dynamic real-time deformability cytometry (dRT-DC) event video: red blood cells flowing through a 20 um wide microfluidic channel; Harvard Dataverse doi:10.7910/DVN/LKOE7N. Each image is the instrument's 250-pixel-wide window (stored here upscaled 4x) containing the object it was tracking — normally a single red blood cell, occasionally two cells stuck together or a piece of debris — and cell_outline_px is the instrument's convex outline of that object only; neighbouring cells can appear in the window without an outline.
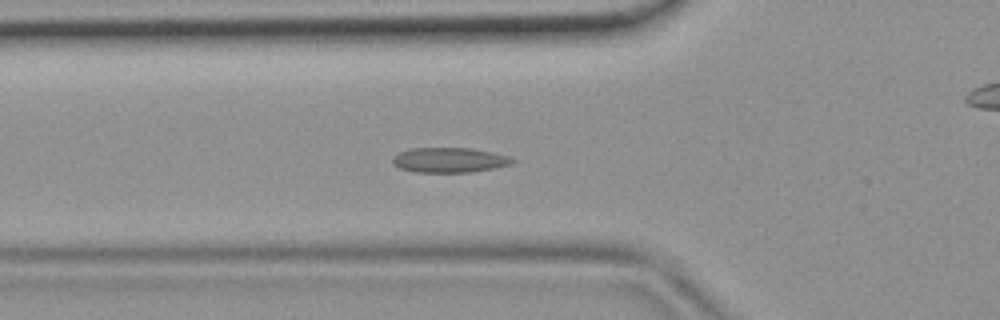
{"species": "common noctule bat (a hibernating species)", "species_latin": "Nyctalus noctula", "temperature_condition": "room temperature", "stored_images_in_passage": 45, "camera_frame_rate_fps": 3000, "um_per_image_px": 0.085, "animal": {"sex": "female", "body_mass_g": 19.9}, "frame": {"image": 1, "passage_image": 15, "time_ms": 4.667, "image_size_px": [1000, 320], "cell_outline_px": [[516, 160], [512, 164], [472, 172], [412, 172], [400, 168], [392, 164], [392, 156], [408, 148], [472, 148], [492, 152], [508, 156]], "centroid_in_image_um": [38.16, 13.6], "position_along_channel_um": 87.6, "area_um2": 17.51}}
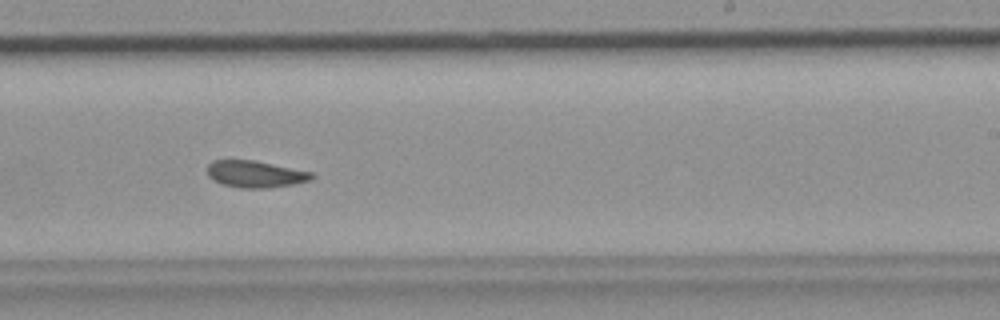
{"frame": {"image": 2, "passage_image": 27, "time_ms": 8.667, "image_size_px": [1000, 320], "cell_outline_px": [[316, 176], [312, 180], [272, 188], [240, 188], [224, 184], [208, 176], [208, 164], [212, 160], [252, 160], [312, 172]], "centroid_in_image_um": [21.73, 14.8], "position_along_channel_um": 267.3, "area_um2": 16.18}}
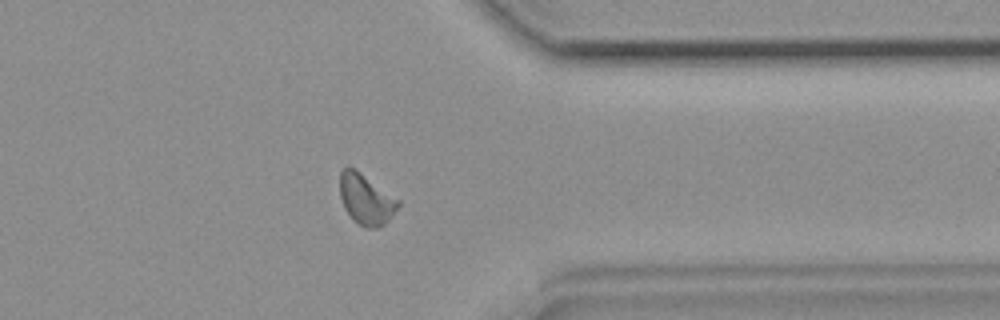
{"frame": {"image": 3, "passage_image": 35, "time_ms": 11.333, "image_size_px": [1000, 320], "cell_outline_px": [[400, 204], [388, 220], [384, 224], [376, 228], [364, 228], [344, 208], [340, 196], [340, 168], [348, 164], [360, 172], [400, 200]], "centroid_in_image_um": [31.09, 16.89], "position_along_channel_um": 380.3, "area_um2": 17.05}}